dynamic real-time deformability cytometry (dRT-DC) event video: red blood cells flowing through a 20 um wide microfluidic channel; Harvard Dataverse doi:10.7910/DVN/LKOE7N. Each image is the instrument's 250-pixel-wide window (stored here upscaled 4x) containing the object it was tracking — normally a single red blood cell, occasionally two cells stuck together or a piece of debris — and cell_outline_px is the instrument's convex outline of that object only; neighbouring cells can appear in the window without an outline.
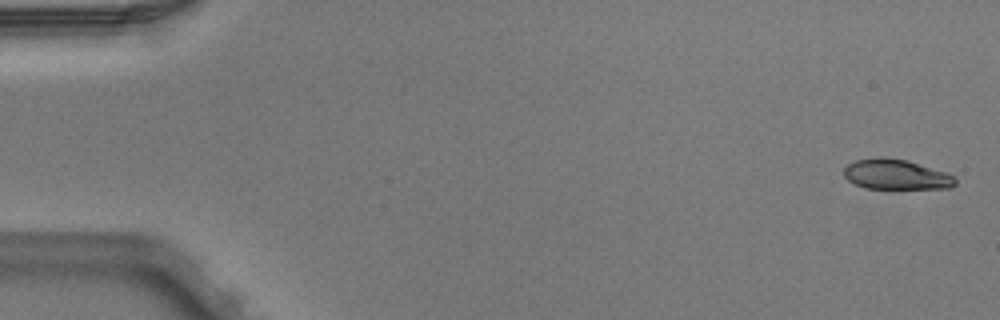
{"species": "Egyptian fruit bat (a non-hibernating species)", "species_latin": "Rousettus aegyptiacus", "temperature_condition": "warm", "stored_images_in_passage": 4, "camera_frame_rate_fps": 3000, "um_per_image_px": 0.085, "animal": {"sex": "male"}, "frame": {"image": 1, "passage_image": 1, "time_ms": 0.0, "image_size_px": [1000, 320], "cell_outline_px": [[956, 184], [952, 188], [864, 188], [848, 180], [844, 176], [844, 168], [848, 164], [856, 160], [876, 156], [884, 156], [908, 160], [948, 172], [956, 180]], "centroid_in_image_um": [76.17, 14.81], "position_along_channel_um": 8.8, "area_um2": 19.77}}
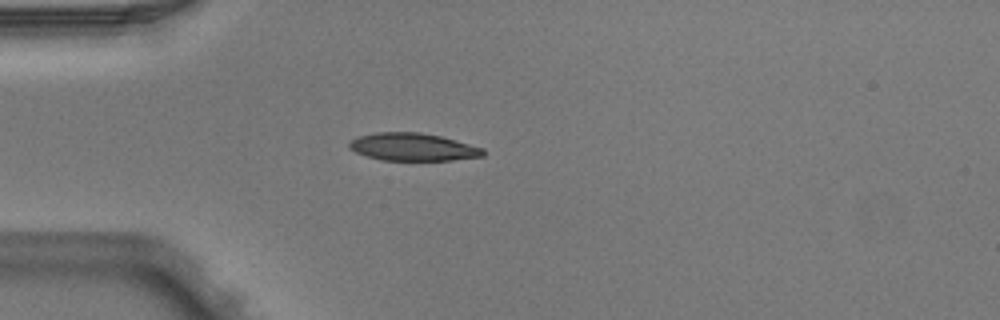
{"frame": {"image": 2, "passage_image": 4, "time_ms": 1.0, "image_size_px": [1000, 320], "cell_outline_px": [[484, 156], [452, 160], [380, 160], [356, 152], [348, 148], [348, 144], [356, 136], [376, 132], [420, 132], [440, 136], [484, 148]], "centroid_in_image_um": [35.07, 12.49], "position_along_channel_um": 49.9, "area_um2": 21.56}}